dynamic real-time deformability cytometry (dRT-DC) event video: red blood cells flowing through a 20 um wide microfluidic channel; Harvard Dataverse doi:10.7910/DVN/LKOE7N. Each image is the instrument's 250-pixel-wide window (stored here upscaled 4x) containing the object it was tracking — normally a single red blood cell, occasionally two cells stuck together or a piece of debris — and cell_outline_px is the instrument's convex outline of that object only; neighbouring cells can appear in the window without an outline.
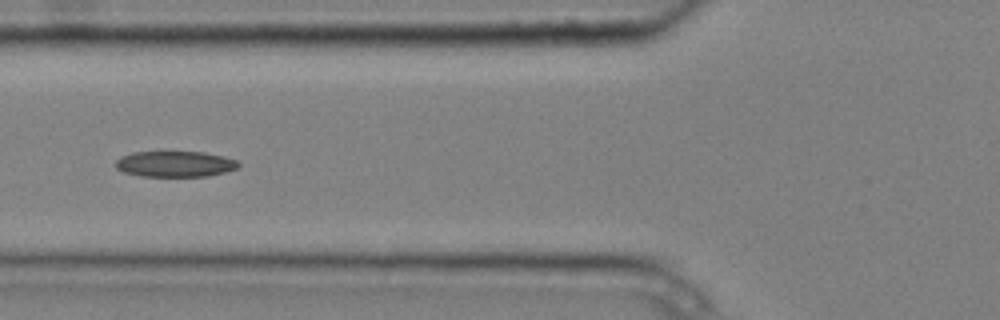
{"species": "common noctule bat (a hibernating species)", "species_latin": "Nyctalus noctula", "temperature_condition": "cold", "stored_images_in_passage": 7, "camera_frame_rate_fps": 3000, "um_per_image_px": 0.085, "animal": {"sex": "male", "body_mass_g": 20.4}, "frame": {"image": 1, "passage_image": 5, "time_ms": 1.333, "image_size_px": [1000, 320], "cell_outline_px": [[240, 164], [236, 168], [224, 172], [208, 176], [140, 176], [124, 172], [116, 168], [116, 160], [120, 156], [132, 152], [204, 152], [224, 156], [236, 160]], "centroid_in_image_um": [14.86, 13.93], "position_along_channel_um": 110.9, "area_um2": 18.44}}
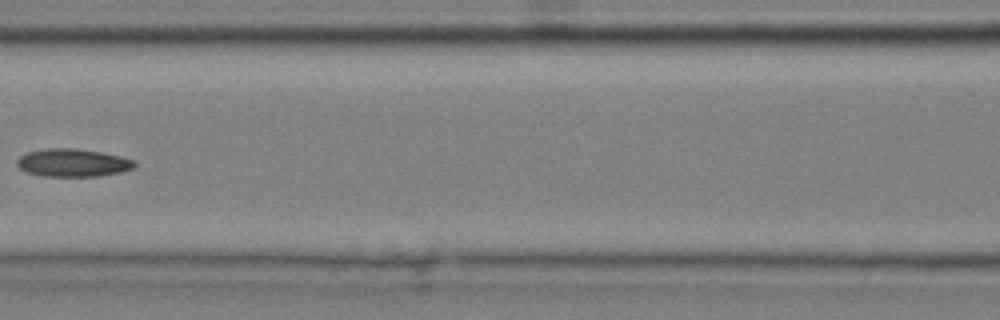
{"frame": {"image": 2, "passage_image": 6, "time_ms": 1.667, "image_size_px": [1000, 320], "cell_outline_px": [[136, 164], [132, 168], [120, 172], [100, 176], [44, 176], [28, 172], [20, 168], [16, 164], [16, 160], [20, 156], [28, 152], [44, 148], [76, 148], [100, 152], [120, 156], [136, 160]], "centroid_in_image_um": [6.19, 13.82], "position_along_channel_um": 160.4, "area_um2": 19.07}}
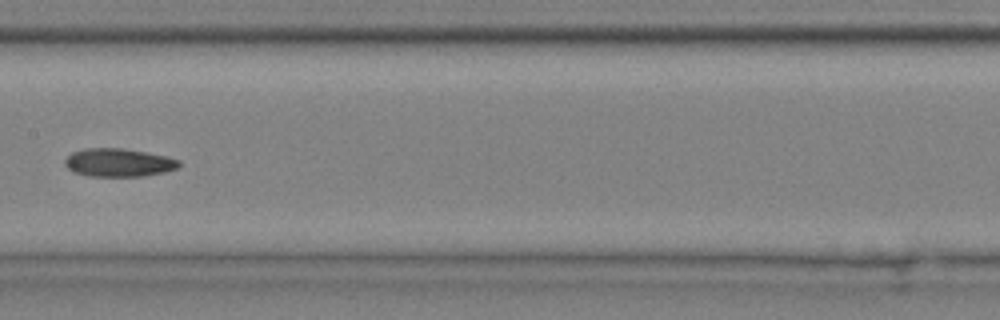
{"frame": {"image": 3, "passage_image": 7, "time_ms": 2.0, "image_size_px": [1000, 320], "cell_outline_px": [[180, 164], [176, 168], [164, 172], [140, 176], [88, 176], [76, 172], [68, 168], [64, 164], [64, 160], [72, 152], [84, 148], [120, 148], [168, 156], [180, 160]], "centroid_in_image_um": [10.07, 13.81], "position_along_channel_um": 197.3, "area_um2": 18.61}}